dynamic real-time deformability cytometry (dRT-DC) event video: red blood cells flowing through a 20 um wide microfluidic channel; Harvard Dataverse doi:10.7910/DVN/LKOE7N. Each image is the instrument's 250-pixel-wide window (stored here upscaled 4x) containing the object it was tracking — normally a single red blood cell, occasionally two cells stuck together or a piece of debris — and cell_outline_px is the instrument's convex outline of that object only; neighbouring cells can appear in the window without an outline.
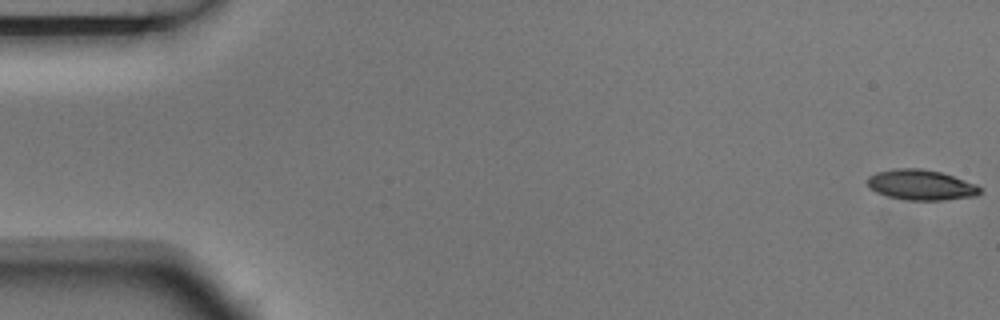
{"species": "Egyptian fruit bat (a non-hibernating species)", "species_latin": "Rousettus aegyptiacus", "temperature_condition": "room temperature", "stored_images_in_passage": 14, "camera_frame_rate_fps": 3000, "um_per_image_px": 0.085, "animal": {"sex": "male"}, "frame": {"image": 1, "passage_image": 1, "time_ms": 0.0, "image_size_px": [1000, 320], "cell_outline_px": [[984, 192], [976, 196], [944, 200], [908, 200], [888, 196], [876, 192], [868, 184], [868, 176], [876, 172], [896, 168], [920, 168], [940, 172], [976, 184], [984, 188]], "centroid_in_image_um": [78.34, 15.72], "position_along_channel_um": 6.7, "area_um2": 19.94}}
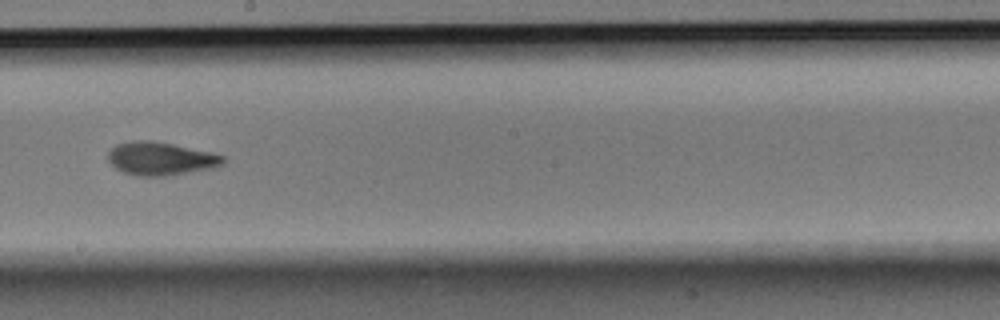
{"frame": {"image": 2, "passage_image": 8, "time_ms": 2.333, "image_size_px": [1000, 320], "cell_outline_px": [[228, 160], [224, 164], [216, 168], [168, 176], [136, 176], [124, 172], [116, 168], [108, 160], [108, 152], [116, 144], [132, 140], [152, 140], [212, 152], [224, 156]], "centroid_in_image_um": [13.71, 13.49], "position_along_channel_um": 234.5, "area_um2": 22.6}}
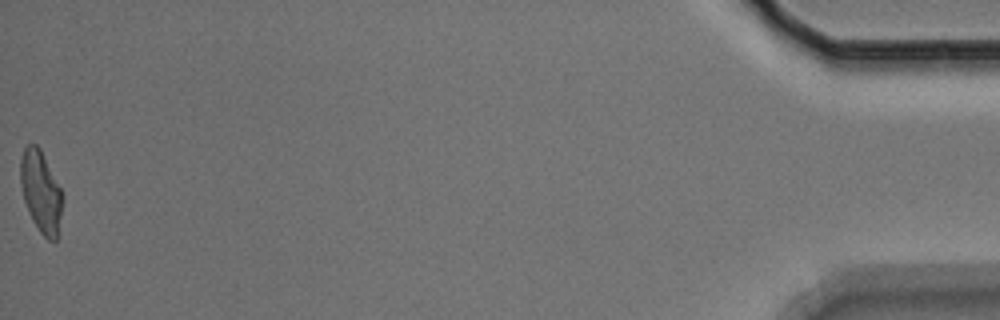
{"frame": {"image": 3, "passage_image": 14, "time_ms": 4.333, "image_size_px": [1000, 320], "cell_outline_px": [[64, 196], [56, 240], [48, 240], [40, 232], [32, 220], [24, 200], [20, 184], [20, 160], [24, 148], [28, 144], [36, 144], [40, 148]], "centroid_in_image_um": [3.46, 16.28], "position_along_channel_um": 431.7, "area_um2": 19.83}}